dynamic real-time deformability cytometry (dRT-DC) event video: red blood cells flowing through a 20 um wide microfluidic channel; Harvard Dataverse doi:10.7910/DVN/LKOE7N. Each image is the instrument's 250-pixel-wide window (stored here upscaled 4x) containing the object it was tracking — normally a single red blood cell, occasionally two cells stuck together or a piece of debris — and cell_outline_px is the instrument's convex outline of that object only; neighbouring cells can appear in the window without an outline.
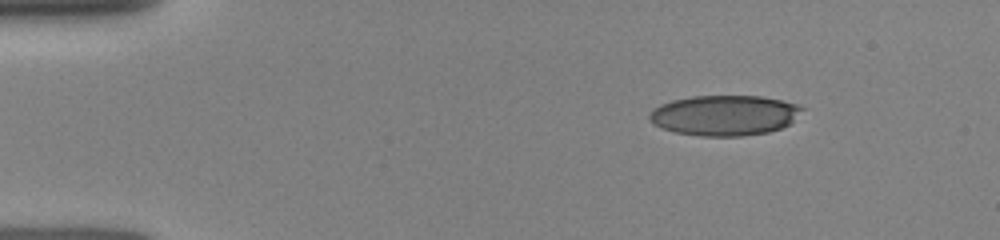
{"species": "human", "species_latin": "Homo sapiens", "temperature_condition": "room temperature", "stored_images_in_passage": 13, "camera_frame_rate_fps": 3000, "um_per_image_px": 0.085, "donor": {"sex": "female"}, "frame": {"image": 1, "passage_image": 1, "time_ms": 0.0, "image_size_px": [1000, 240], "cell_outline_px": [[804, 108], [788, 124], [780, 128], [768, 132], [740, 136], [700, 136], [676, 132], [660, 128], [648, 116], [660, 104], [672, 100], [692, 96], [760, 96], [780, 100], [796, 104]], "centroid_in_image_um": [61.57, 9.8], "position_along_channel_um": 23.4, "area_um2": 35.43}}
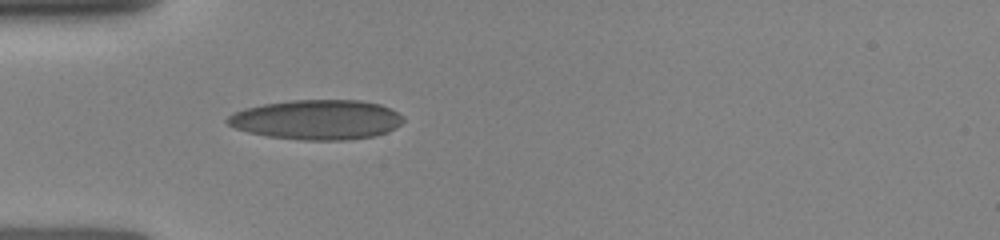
{"frame": {"image": 2, "passage_image": 12, "time_ms": 2.667, "image_size_px": [1000, 240], "cell_outline_px": [[404, 120], [396, 128], [388, 132], [372, 136], [344, 140], [300, 140], [268, 136], [248, 132], [236, 128], [228, 124], [224, 120], [232, 112], [244, 108], [264, 104], [288, 100], [360, 100], [380, 104], [392, 108], [404, 116]], "centroid_in_image_um": [26.94, 10.16], "position_along_channel_um": 58.1, "area_um2": 41.04}}